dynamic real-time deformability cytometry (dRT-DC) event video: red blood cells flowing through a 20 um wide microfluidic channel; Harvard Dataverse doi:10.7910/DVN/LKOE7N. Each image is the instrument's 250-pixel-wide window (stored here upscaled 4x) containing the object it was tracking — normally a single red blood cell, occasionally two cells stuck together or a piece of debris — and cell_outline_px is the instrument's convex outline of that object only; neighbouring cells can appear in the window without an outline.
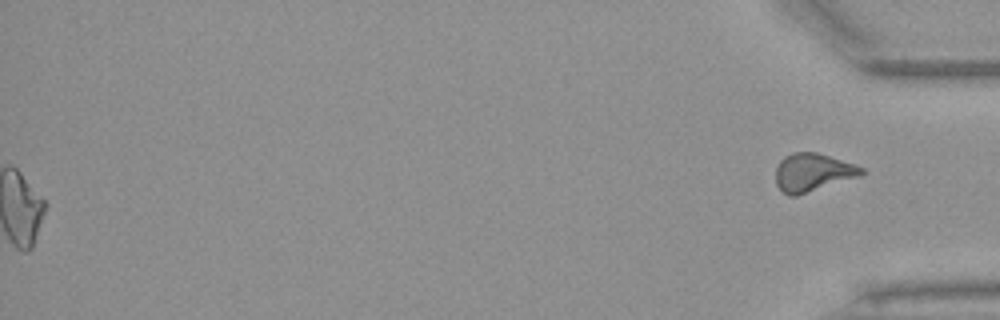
{"species": "Egyptian fruit bat (a non-hibernating species)", "species_latin": "Rousettus aegyptiacus", "temperature_condition": "warm", "stored_images_in_passage": 41, "segment_of_instrument_passage": [2, 2], "camera_frame_rate_fps": 3000, "um_per_image_px": 0.085, "animal": {"sex": "female"}, "frame": {"image": 1, "passage_image": 41, "time_ms": 13.333, "image_size_px": [1000, 320], "cell_outline_px": [[864, 172], [856, 176], [796, 196], [788, 196], [776, 184], [776, 168], [780, 160], [784, 156], [792, 152], [816, 152], [856, 164], [864, 168]], "centroid_in_image_um": [69.03, 14.63], "position_along_channel_um": 366.2, "area_um2": 18.67}}